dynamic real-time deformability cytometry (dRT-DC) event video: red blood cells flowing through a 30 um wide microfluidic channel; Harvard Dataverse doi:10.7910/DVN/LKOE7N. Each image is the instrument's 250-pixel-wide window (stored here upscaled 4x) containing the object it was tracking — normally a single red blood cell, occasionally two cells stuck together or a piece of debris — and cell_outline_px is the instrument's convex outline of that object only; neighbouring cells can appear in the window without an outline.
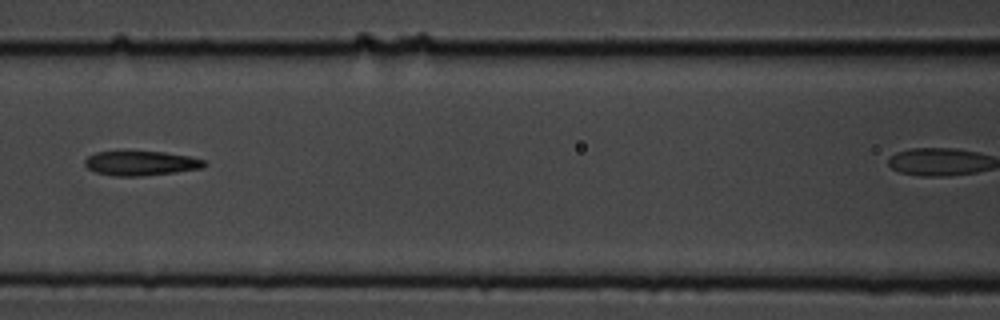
{"species": "common noctule bat (a hibernating species)", "species_latin": "Nyctalus noctula", "temperature_condition": "cold", "stored_images_in_passage": 5, "segment_of_instrument_passage": [1, 2], "camera_frame_rate_fps": 3000, "um_per_image_px": 0.085, "animal": {"sex": "male", "body_mass_g": 19.5, "forearm_length_mm": 54.6}, "frame": {"image": 1, "passage_image": 4, "time_ms": 1.0, "image_size_px": [1000, 320], "cell_outline_px": [[208, 164], [204, 168], [176, 172], [140, 176], [112, 176], [96, 172], [88, 168], [84, 164], [84, 160], [88, 156], [96, 152], [164, 152], [188, 156], [204, 160]], "centroid_in_image_um": [11.99, 13.88], "position_along_channel_um": 154.6, "area_um2": 16.99}}